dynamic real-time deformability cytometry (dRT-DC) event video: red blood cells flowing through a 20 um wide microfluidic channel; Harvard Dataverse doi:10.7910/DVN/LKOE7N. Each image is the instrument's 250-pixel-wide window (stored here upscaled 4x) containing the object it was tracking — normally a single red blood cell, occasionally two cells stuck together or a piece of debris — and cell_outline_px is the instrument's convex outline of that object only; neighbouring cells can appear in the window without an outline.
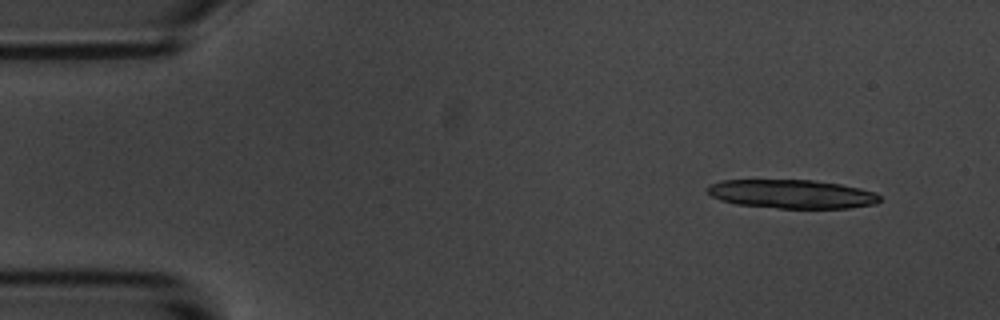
{"species": "common noctule bat (a hibernating species)", "species_latin": "Nyctalus noctula", "temperature_condition": "room temperature", "stored_images_in_passage": 28, "camera_frame_rate_fps": 3000, "um_per_image_px": 0.085, "animal": {"sex": "male", "body_mass_g": 20.1, "forearm_length_mm": 53.5}, "frame": {"image": 1, "passage_image": 1, "time_ms": 0.0, "image_size_px": [1000, 320], "cell_outline_px": [[880, 200], [876, 204], [848, 208], [776, 208], [736, 204], [720, 200], [712, 196], [704, 188], [708, 184], [720, 180], [812, 180], [840, 184], [860, 188], [876, 192], [880, 196]], "centroid_in_image_um": [67.28, 16.49], "position_along_channel_um": 17.7, "area_um2": 29.07}}
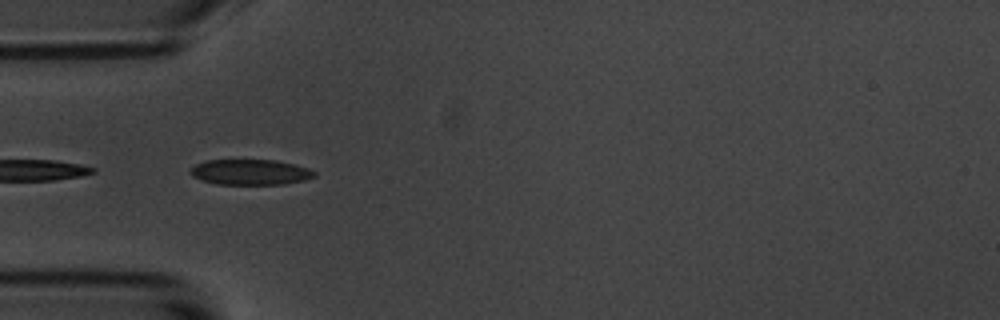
{"frame": {"image": 2, "passage_image": 13, "time_ms": 4.0, "image_size_px": [1000, 320], "cell_outline_px": [[316, 176], [304, 180], [284, 184], [216, 184], [192, 176], [188, 172], [196, 164], [204, 160], [276, 160], [308, 168], [316, 172]], "centroid_in_image_um": [21.27, 14.63], "position_along_channel_um": 63.7, "area_um2": 18.32}}